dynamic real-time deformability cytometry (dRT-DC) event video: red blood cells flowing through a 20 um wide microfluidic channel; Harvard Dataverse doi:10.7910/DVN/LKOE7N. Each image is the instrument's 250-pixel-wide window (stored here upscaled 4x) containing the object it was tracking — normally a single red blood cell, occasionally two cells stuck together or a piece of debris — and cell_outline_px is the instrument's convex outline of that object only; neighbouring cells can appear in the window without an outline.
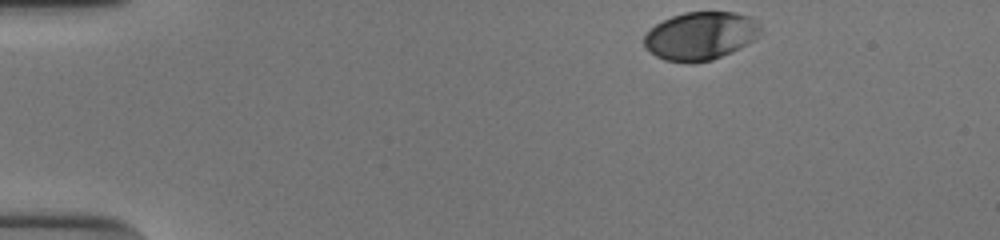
{"species": "human", "species_latin": "Homo sapiens", "temperature_condition": "cold", "stored_images_in_passage": 38, "camera_frame_rate_fps": 3000, "um_per_image_px": 0.085, "donor": {"sex": "male"}, "frame": {"image": 1, "passage_image": 1, "time_ms": 0.0, "image_size_px": [1000, 240], "cell_outline_px": [[760, 32], [752, 40], [732, 52], [712, 60], [664, 60], [656, 56], [644, 48], [644, 36], [656, 24], [672, 16], [684, 12], [736, 12], [752, 16], [760, 24]], "centroid_in_image_um": [59.56, 3.01], "position_along_channel_um": 25.4, "area_um2": 32.08}}
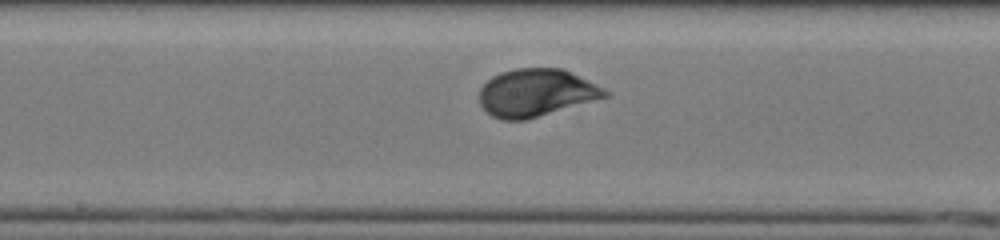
{"frame": {"image": 2, "passage_image": 22, "time_ms": 7.0, "image_size_px": [1000, 240], "cell_outline_px": [[612, 92], [608, 96], [524, 120], [500, 120], [492, 116], [480, 104], [480, 88], [492, 76], [500, 72], [516, 68], [560, 68], [604, 88]], "centroid_in_image_um": [45.54, 7.88], "position_along_channel_um": 202.7, "area_um2": 34.33}}
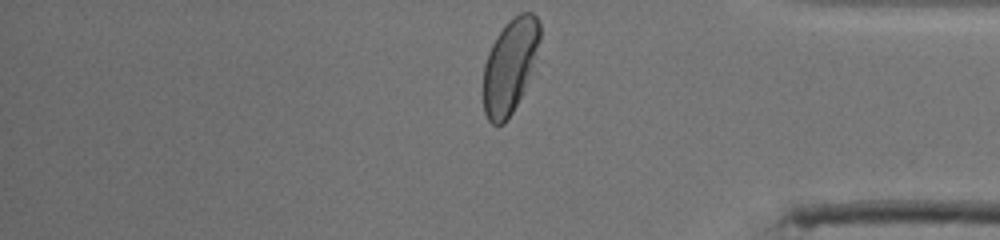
{"frame": {"image": 3, "passage_image": 38, "time_ms": 12.333, "image_size_px": [1000, 240], "cell_outline_px": [[540, 40], [536, 56], [520, 96], [508, 120], [504, 124], [492, 124], [488, 120], [484, 112], [484, 64], [488, 52], [496, 36], [504, 24], [508, 20], [520, 12], [532, 12], [540, 20]], "centroid_in_image_um": [43.33, 5.56], "position_along_channel_um": 391.9, "area_um2": 30.75}, "authors_computed_cell_mechanics": {"area_um2": 33.4662, "velocity_mm_per_s": 3.8469, "shape_relaxation_time_tau1_ms": 2.4989, "shape_relaxation_time_tau2_ms": null, "deformation_change_tau1": 0.1287, "deformation_change_tau2": null}}